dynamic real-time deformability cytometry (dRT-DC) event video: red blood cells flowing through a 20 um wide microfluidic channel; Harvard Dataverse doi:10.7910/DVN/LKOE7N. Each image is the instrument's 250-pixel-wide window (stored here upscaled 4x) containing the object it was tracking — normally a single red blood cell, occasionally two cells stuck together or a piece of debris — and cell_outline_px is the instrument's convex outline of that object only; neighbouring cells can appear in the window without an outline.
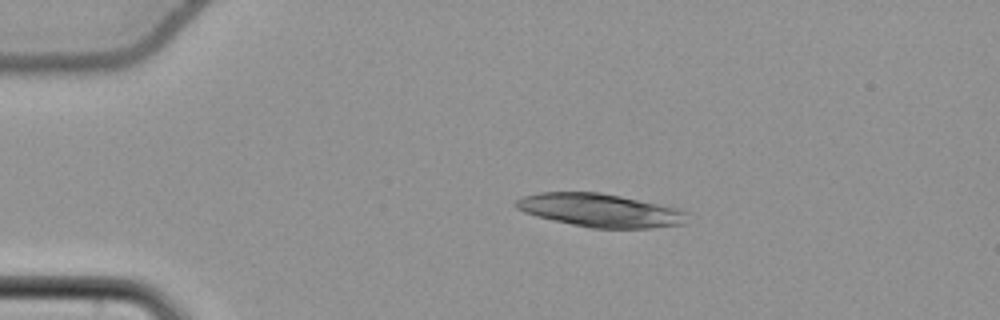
{"species": "common noctule bat (a hibernating species)", "species_latin": "Nyctalus noctula", "temperature_condition": "cold", "stored_images_in_passage": 44, "camera_frame_rate_fps": 3000, "um_per_image_px": 0.085, "animal": {"sex": "female", "body_mass_g": 22.7, "forearm_length_mm": 54.2}, "frame": {"image": 1, "passage_image": 1, "time_ms": 0.0, "image_size_px": [1000, 320], "cell_outline_px": [[688, 224], [652, 228], [592, 228], [552, 220], [536, 216], [524, 212], [516, 208], [512, 204], [516, 200], [524, 196], [536, 192], [600, 192], [620, 196], [676, 208], [688, 212]], "centroid_in_image_um": [51.01, 17.88], "position_along_channel_um": 34.0, "area_um2": 33.35}}